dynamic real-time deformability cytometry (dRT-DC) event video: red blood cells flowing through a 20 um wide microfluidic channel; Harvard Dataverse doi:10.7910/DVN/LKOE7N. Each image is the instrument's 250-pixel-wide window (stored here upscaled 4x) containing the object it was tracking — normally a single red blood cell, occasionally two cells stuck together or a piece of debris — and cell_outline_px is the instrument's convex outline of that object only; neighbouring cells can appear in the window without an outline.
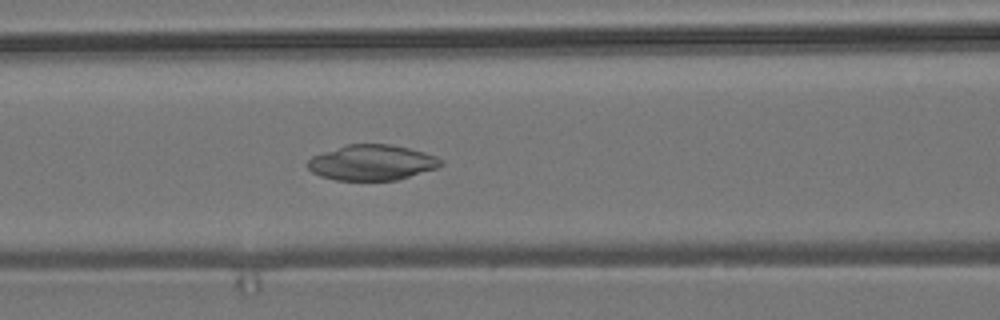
{"species": "common noctule bat (a hibernating species)", "species_latin": "Nyctalus noctula", "temperature_condition": "room temperature", "stored_images_in_passage": 24, "camera_frame_rate_fps": 3000, "um_per_image_px": 0.085, "animal": {"sex": "male", "body_mass_g": 19.2, "forearm_length_mm": 51.8}, "frame": {"image": 1, "passage_image": 9, "time_ms": 2.667, "image_size_px": [1000, 320], "cell_outline_px": [[444, 164], [436, 168], [396, 180], [336, 180], [320, 176], [312, 172], [308, 168], [308, 160], [312, 156], [348, 144], [392, 144], [424, 152], [436, 156], [444, 160]], "centroid_in_image_um": [31.63, 13.82], "position_along_channel_um": 135.0, "area_um2": 27.4}}
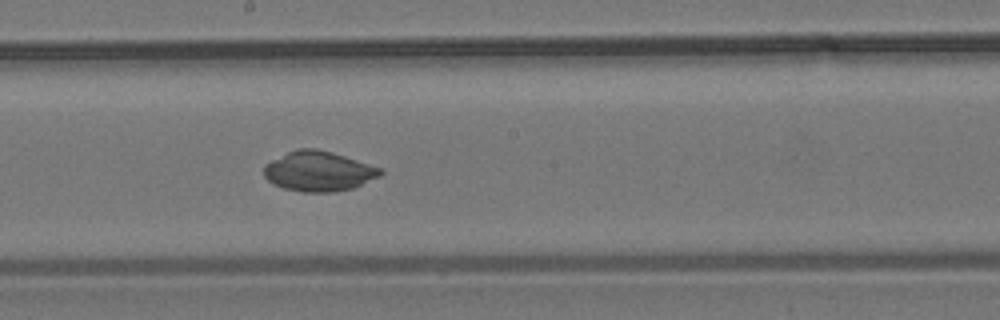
{"frame": {"image": 2, "passage_image": 16, "time_ms": 5.0, "image_size_px": [1000, 320], "cell_outline_px": [[384, 172], [380, 176], [352, 188], [336, 192], [304, 192], [284, 188], [272, 184], [264, 176], [264, 164], [296, 148], [316, 148], [332, 152], [384, 168]], "centroid_in_image_um": [27.1, 14.55], "position_along_channel_um": 221.1, "area_um2": 27.28}}
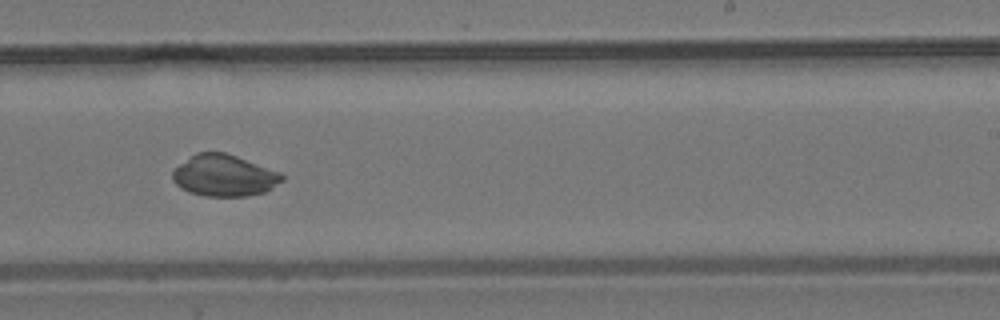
{"frame": {"image": 3, "passage_image": 20, "time_ms": 6.333, "image_size_px": [1000, 320], "cell_outline_px": [[284, 180], [264, 192], [248, 196], [204, 196], [188, 192], [180, 188], [172, 180], [172, 172], [180, 164], [196, 152], [224, 152], [236, 156], [280, 172], [284, 176]], "centroid_in_image_um": [19.04, 14.93], "position_along_channel_um": 270.0, "area_um2": 26.41}}